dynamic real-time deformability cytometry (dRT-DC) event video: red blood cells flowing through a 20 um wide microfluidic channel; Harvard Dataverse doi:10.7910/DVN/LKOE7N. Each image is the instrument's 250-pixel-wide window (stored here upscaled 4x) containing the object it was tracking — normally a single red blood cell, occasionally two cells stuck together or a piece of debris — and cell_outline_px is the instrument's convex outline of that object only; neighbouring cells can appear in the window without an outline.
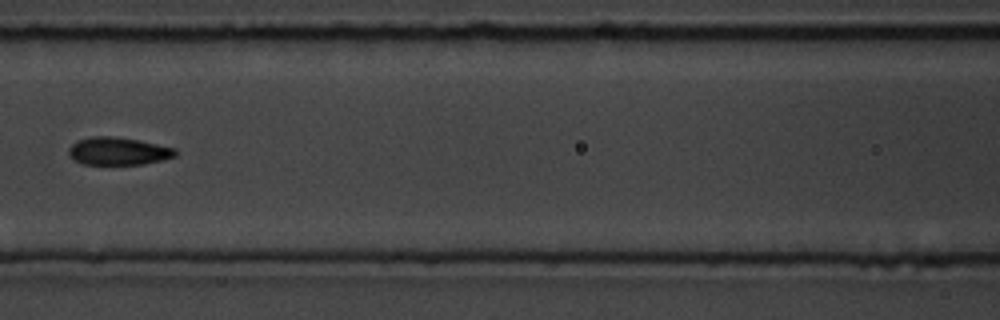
{"species": "common noctule bat (a hibernating species)", "species_latin": "Nyctalus noctula", "temperature_condition": "room temperature", "stored_images_in_passage": 9, "camera_frame_rate_fps": 3000, "um_per_image_px": 0.085, "animal": {"sex": "male", "body_mass_g": 19.5, "forearm_length_mm": 54.6}, "frame": {"image": 1, "passage_image": 6, "time_ms": 6.0, "image_size_px": [1000, 320], "cell_outline_px": [[176, 156], [144, 164], [84, 164], [68, 156], [68, 148], [76, 140], [92, 136], [112, 136], [136, 140], [176, 148]], "centroid_in_image_um": [10.01, 12.84], "position_along_channel_um": 156.6, "area_um2": 17.11}}
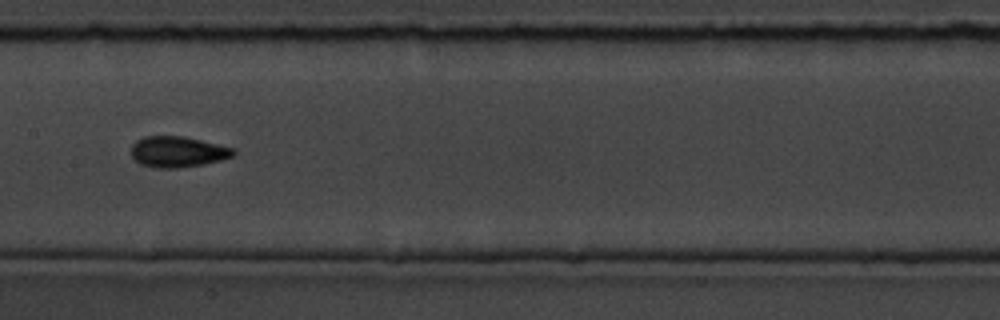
{"frame": {"image": 2, "passage_image": 7, "time_ms": 7.0, "image_size_px": [1000, 320], "cell_outline_px": [[236, 152], [232, 156], [220, 160], [204, 164], [176, 168], [156, 168], [140, 164], [132, 156], [132, 144], [136, 140], [144, 136], [184, 136], [236, 148]], "centroid_in_image_um": [15.11, 12.89], "position_along_channel_um": 192.3, "area_um2": 18.44}}